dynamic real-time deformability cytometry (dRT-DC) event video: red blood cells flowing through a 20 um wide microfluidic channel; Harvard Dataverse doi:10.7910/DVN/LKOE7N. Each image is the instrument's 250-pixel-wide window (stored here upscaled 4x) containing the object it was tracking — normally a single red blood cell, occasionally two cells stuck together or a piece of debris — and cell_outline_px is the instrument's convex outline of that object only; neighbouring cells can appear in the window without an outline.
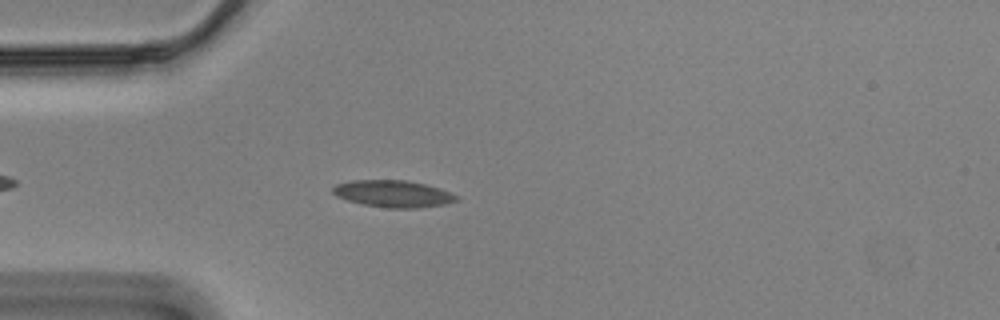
{"species": "Egyptian fruit bat (a non-hibernating species)", "species_latin": "Rousettus aegyptiacus", "temperature_condition": "cold", "stored_images_in_passage": 10, "camera_frame_rate_fps": 3000, "um_per_image_px": 0.085, "animal": {"sex": "male"}, "frame": {"image": 1, "passage_image": 7, "time_ms": 2.0, "image_size_px": [1000, 320], "cell_outline_px": [[460, 200], [444, 204], [416, 208], [388, 208], [364, 204], [348, 200], [336, 196], [332, 192], [332, 188], [336, 184], [352, 180], [404, 180], [424, 184], [460, 196]], "centroid_in_image_um": [33.4, 16.47], "position_along_channel_um": 51.6, "area_um2": 19.19}}